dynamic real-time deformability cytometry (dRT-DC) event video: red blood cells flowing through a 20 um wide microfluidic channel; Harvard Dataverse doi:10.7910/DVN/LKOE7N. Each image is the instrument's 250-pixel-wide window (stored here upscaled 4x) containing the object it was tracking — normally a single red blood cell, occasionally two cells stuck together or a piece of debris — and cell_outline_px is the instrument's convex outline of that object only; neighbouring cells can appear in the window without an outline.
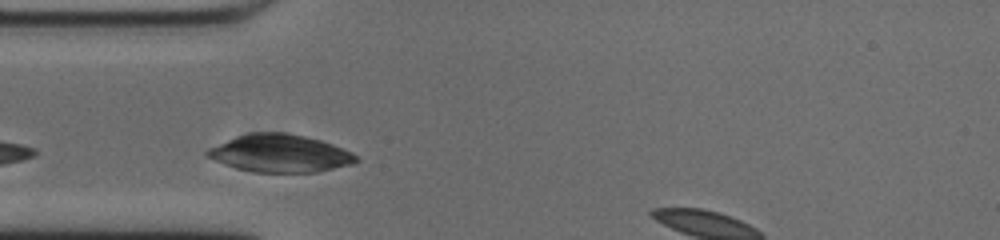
{"species": "common noctule bat (a hibernating species)", "species_latin": "Nyctalus noctula", "temperature_condition": "cold", "stored_images_in_passage": 32, "camera_frame_rate_fps": 3000, "um_per_image_px": 0.085, "animal": {"sex": "male", "body_mass_g": 20.0, "forearm_length_mm": 53.3}, "frame": {"image": 1, "passage_image": 5, "time_ms": 1.333, "image_size_px": [1000, 240], "cell_outline_px": [[360, 160], [352, 164], [316, 172], [256, 172], [236, 168], [224, 164], [204, 156], [204, 152], [208, 148], [236, 136], [248, 132], [284, 132], [304, 136], [320, 140], [332, 144], [352, 152]], "centroid_in_image_um": [23.77, 13.03], "position_along_channel_um": 61.2, "area_um2": 32.66}, "authors_computed_cell_mechanics": {"area_um2": 18.1781, "velocity_mm_per_s": 3.6648, "shape_relaxation_time_tau1_ms": 2.8928, "shape_relaxation_time_tau2_ms": 4.9561, "deformation_change_tau1": 0.0465, "deformation_change_tau2": 0.0799}}